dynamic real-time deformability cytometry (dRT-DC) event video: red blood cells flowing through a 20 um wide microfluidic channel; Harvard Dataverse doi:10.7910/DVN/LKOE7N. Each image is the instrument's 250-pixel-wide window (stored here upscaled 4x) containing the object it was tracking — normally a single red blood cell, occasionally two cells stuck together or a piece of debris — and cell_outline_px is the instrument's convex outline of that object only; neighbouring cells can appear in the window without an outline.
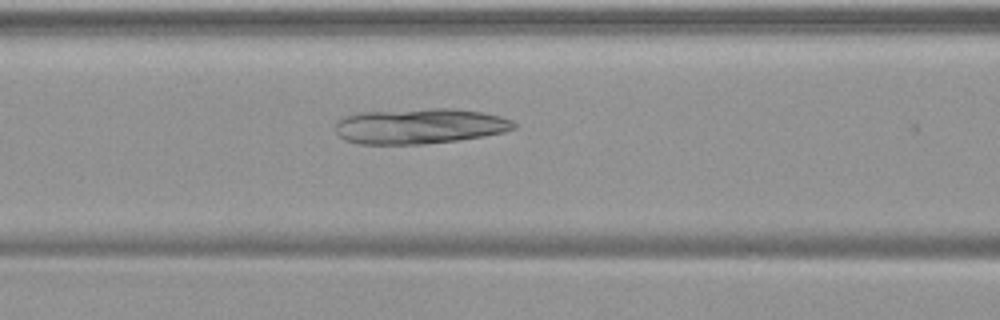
{"species": "common noctule bat (a hibernating species)", "species_latin": "Nyctalus noctula", "temperature_condition": "warm", "stored_images_in_passage": 24, "camera_frame_rate_fps": 3000, "um_per_image_px": 0.085, "animal": {"sex": "female", "body_mass_g": 19.9}, "frame": {"image": 1, "passage_image": 23, "time_ms": 7.333, "image_size_px": [1000, 320], "cell_outline_px": [[516, 128], [504, 132], [484, 136], [456, 140], [424, 144], [360, 144], [344, 140], [336, 132], [336, 120], [344, 116], [360, 112], [432, 108], [456, 108], [484, 112], [500, 116], [512, 120], [516, 124]], "centroid_in_image_um": [35.67, 10.71], "position_along_channel_um": 130.9, "area_um2": 37.11}}